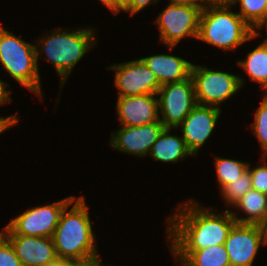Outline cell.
I'll return each mask as SVG.
<instances>
[{
  "label": "cell",
  "instance_id": "cell-15",
  "mask_svg": "<svg viewBox=\"0 0 267 266\" xmlns=\"http://www.w3.org/2000/svg\"><path fill=\"white\" fill-rule=\"evenodd\" d=\"M157 94L118 96L117 113L121 126H142L161 122Z\"/></svg>",
  "mask_w": 267,
  "mask_h": 266
},
{
  "label": "cell",
  "instance_id": "cell-22",
  "mask_svg": "<svg viewBox=\"0 0 267 266\" xmlns=\"http://www.w3.org/2000/svg\"><path fill=\"white\" fill-rule=\"evenodd\" d=\"M237 3L240 4L238 14L253 29L267 15V0H238Z\"/></svg>",
  "mask_w": 267,
  "mask_h": 266
},
{
  "label": "cell",
  "instance_id": "cell-37",
  "mask_svg": "<svg viewBox=\"0 0 267 266\" xmlns=\"http://www.w3.org/2000/svg\"><path fill=\"white\" fill-rule=\"evenodd\" d=\"M51 266H68V261L58 260L56 263L52 264Z\"/></svg>",
  "mask_w": 267,
  "mask_h": 266
},
{
  "label": "cell",
  "instance_id": "cell-10",
  "mask_svg": "<svg viewBox=\"0 0 267 266\" xmlns=\"http://www.w3.org/2000/svg\"><path fill=\"white\" fill-rule=\"evenodd\" d=\"M109 69L116 70L115 86L118 96H139L157 94L160 84L155 74L141 60L114 64Z\"/></svg>",
  "mask_w": 267,
  "mask_h": 266
},
{
  "label": "cell",
  "instance_id": "cell-35",
  "mask_svg": "<svg viewBox=\"0 0 267 266\" xmlns=\"http://www.w3.org/2000/svg\"><path fill=\"white\" fill-rule=\"evenodd\" d=\"M116 15V0H100Z\"/></svg>",
  "mask_w": 267,
  "mask_h": 266
},
{
  "label": "cell",
  "instance_id": "cell-16",
  "mask_svg": "<svg viewBox=\"0 0 267 266\" xmlns=\"http://www.w3.org/2000/svg\"><path fill=\"white\" fill-rule=\"evenodd\" d=\"M141 60L155 74L160 85L180 82L191 76L193 64L180 57L159 54Z\"/></svg>",
  "mask_w": 267,
  "mask_h": 266
},
{
  "label": "cell",
  "instance_id": "cell-30",
  "mask_svg": "<svg viewBox=\"0 0 267 266\" xmlns=\"http://www.w3.org/2000/svg\"><path fill=\"white\" fill-rule=\"evenodd\" d=\"M16 115L0 118V134L18 123Z\"/></svg>",
  "mask_w": 267,
  "mask_h": 266
},
{
  "label": "cell",
  "instance_id": "cell-27",
  "mask_svg": "<svg viewBox=\"0 0 267 266\" xmlns=\"http://www.w3.org/2000/svg\"><path fill=\"white\" fill-rule=\"evenodd\" d=\"M158 0H131V2L122 10L127 11L130 15H134L135 13L140 12L147 5L151 3H157Z\"/></svg>",
  "mask_w": 267,
  "mask_h": 266
},
{
  "label": "cell",
  "instance_id": "cell-2",
  "mask_svg": "<svg viewBox=\"0 0 267 266\" xmlns=\"http://www.w3.org/2000/svg\"><path fill=\"white\" fill-rule=\"evenodd\" d=\"M73 203L75 204L67 212L68 207ZM52 239L59 260H84L98 255L84 196L77 199L75 197L64 208Z\"/></svg>",
  "mask_w": 267,
  "mask_h": 266
},
{
  "label": "cell",
  "instance_id": "cell-36",
  "mask_svg": "<svg viewBox=\"0 0 267 266\" xmlns=\"http://www.w3.org/2000/svg\"><path fill=\"white\" fill-rule=\"evenodd\" d=\"M266 26V30H267V15L264 17V19L253 29H260L262 27ZM263 44L267 45V38L262 42Z\"/></svg>",
  "mask_w": 267,
  "mask_h": 266
},
{
  "label": "cell",
  "instance_id": "cell-21",
  "mask_svg": "<svg viewBox=\"0 0 267 266\" xmlns=\"http://www.w3.org/2000/svg\"><path fill=\"white\" fill-rule=\"evenodd\" d=\"M248 164L233 159L216 157L215 166L220 189L242 175L248 169Z\"/></svg>",
  "mask_w": 267,
  "mask_h": 266
},
{
  "label": "cell",
  "instance_id": "cell-31",
  "mask_svg": "<svg viewBox=\"0 0 267 266\" xmlns=\"http://www.w3.org/2000/svg\"><path fill=\"white\" fill-rule=\"evenodd\" d=\"M6 85L8 84L0 79V105L3 103L10 102L11 100L10 98L11 91H8L6 89Z\"/></svg>",
  "mask_w": 267,
  "mask_h": 266
},
{
  "label": "cell",
  "instance_id": "cell-24",
  "mask_svg": "<svg viewBox=\"0 0 267 266\" xmlns=\"http://www.w3.org/2000/svg\"><path fill=\"white\" fill-rule=\"evenodd\" d=\"M252 125L253 133H255L262 150L263 156L267 155V93L264 95L259 108H257Z\"/></svg>",
  "mask_w": 267,
  "mask_h": 266
},
{
  "label": "cell",
  "instance_id": "cell-1",
  "mask_svg": "<svg viewBox=\"0 0 267 266\" xmlns=\"http://www.w3.org/2000/svg\"><path fill=\"white\" fill-rule=\"evenodd\" d=\"M182 202L174 215L166 221L168 239L173 237L170 247L172 252H194L213 245L224 244L230 230L236 223L231 211L214 214L210 208H203L190 199Z\"/></svg>",
  "mask_w": 267,
  "mask_h": 266
},
{
  "label": "cell",
  "instance_id": "cell-8",
  "mask_svg": "<svg viewBox=\"0 0 267 266\" xmlns=\"http://www.w3.org/2000/svg\"><path fill=\"white\" fill-rule=\"evenodd\" d=\"M74 199L75 196H70L52 204L28 209L10 221L7 227L14 234L52 238L64 208Z\"/></svg>",
  "mask_w": 267,
  "mask_h": 266
},
{
  "label": "cell",
  "instance_id": "cell-13",
  "mask_svg": "<svg viewBox=\"0 0 267 266\" xmlns=\"http://www.w3.org/2000/svg\"><path fill=\"white\" fill-rule=\"evenodd\" d=\"M221 109L214 106L196 105L177 127L183 131L182 137L188 150L196 155L205 141L210 137Z\"/></svg>",
  "mask_w": 267,
  "mask_h": 266
},
{
  "label": "cell",
  "instance_id": "cell-4",
  "mask_svg": "<svg viewBox=\"0 0 267 266\" xmlns=\"http://www.w3.org/2000/svg\"><path fill=\"white\" fill-rule=\"evenodd\" d=\"M63 29L51 31V35H46L42 43L36 46V63L38 67V57L40 51L45 52L46 60L54 64V67L61 77V86L66 82V78L77 62L83 58L92 45L96 44L94 30L82 28L70 33ZM40 50V51H39Z\"/></svg>",
  "mask_w": 267,
  "mask_h": 266
},
{
  "label": "cell",
  "instance_id": "cell-26",
  "mask_svg": "<svg viewBox=\"0 0 267 266\" xmlns=\"http://www.w3.org/2000/svg\"><path fill=\"white\" fill-rule=\"evenodd\" d=\"M262 157L267 160V156L262 155ZM248 171L251 175L252 188L267 195V165L250 169L248 164Z\"/></svg>",
  "mask_w": 267,
  "mask_h": 266
},
{
  "label": "cell",
  "instance_id": "cell-9",
  "mask_svg": "<svg viewBox=\"0 0 267 266\" xmlns=\"http://www.w3.org/2000/svg\"><path fill=\"white\" fill-rule=\"evenodd\" d=\"M201 10L187 5L169 4L157 17L160 41L172 49L185 36L198 37Z\"/></svg>",
  "mask_w": 267,
  "mask_h": 266
},
{
  "label": "cell",
  "instance_id": "cell-5",
  "mask_svg": "<svg viewBox=\"0 0 267 266\" xmlns=\"http://www.w3.org/2000/svg\"><path fill=\"white\" fill-rule=\"evenodd\" d=\"M0 62L13 79L42 97L36 46L0 26Z\"/></svg>",
  "mask_w": 267,
  "mask_h": 266
},
{
  "label": "cell",
  "instance_id": "cell-34",
  "mask_svg": "<svg viewBox=\"0 0 267 266\" xmlns=\"http://www.w3.org/2000/svg\"><path fill=\"white\" fill-rule=\"evenodd\" d=\"M258 226L263 232V234L265 235V238L267 240V210L265 212L264 218L262 219V221L260 222Z\"/></svg>",
  "mask_w": 267,
  "mask_h": 266
},
{
  "label": "cell",
  "instance_id": "cell-17",
  "mask_svg": "<svg viewBox=\"0 0 267 266\" xmlns=\"http://www.w3.org/2000/svg\"><path fill=\"white\" fill-rule=\"evenodd\" d=\"M171 128H165L150 150L153 159L162 162H177L193 155L187 148L183 137L170 135Z\"/></svg>",
  "mask_w": 267,
  "mask_h": 266
},
{
  "label": "cell",
  "instance_id": "cell-7",
  "mask_svg": "<svg viewBox=\"0 0 267 266\" xmlns=\"http://www.w3.org/2000/svg\"><path fill=\"white\" fill-rule=\"evenodd\" d=\"M157 95L159 119L166 128H177L197 105L194 83L191 76L180 82L161 85Z\"/></svg>",
  "mask_w": 267,
  "mask_h": 266
},
{
  "label": "cell",
  "instance_id": "cell-6",
  "mask_svg": "<svg viewBox=\"0 0 267 266\" xmlns=\"http://www.w3.org/2000/svg\"><path fill=\"white\" fill-rule=\"evenodd\" d=\"M191 78L198 105L217 106L234 95L244 84V79L228 72L213 71L192 65Z\"/></svg>",
  "mask_w": 267,
  "mask_h": 266
},
{
  "label": "cell",
  "instance_id": "cell-23",
  "mask_svg": "<svg viewBox=\"0 0 267 266\" xmlns=\"http://www.w3.org/2000/svg\"><path fill=\"white\" fill-rule=\"evenodd\" d=\"M252 188L251 175L248 169L240 175L236 180L231 181V183L225 185L221 189L225 202H227V207L229 204L232 206L244 196Z\"/></svg>",
  "mask_w": 267,
  "mask_h": 266
},
{
  "label": "cell",
  "instance_id": "cell-12",
  "mask_svg": "<svg viewBox=\"0 0 267 266\" xmlns=\"http://www.w3.org/2000/svg\"><path fill=\"white\" fill-rule=\"evenodd\" d=\"M2 234L12 244L22 266H51L59 260L51 237L14 234L7 226Z\"/></svg>",
  "mask_w": 267,
  "mask_h": 266
},
{
  "label": "cell",
  "instance_id": "cell-25",
  "mask_svg": "<svg viewBox=\"0 0 267 266\" xmlns=\"http://www.w3.org/2000/svg\"><path fill=\"white\" fill-rule=\"evenodd\" d=\"M0 266H22L10 241L0 234Z\"/></svg>",
  "mask_w": 267,
  "mask_h": 266
},
{
  "label": "cell",
  "instance_id": "cell-14",
  "mask_svg": "<svg viewBox=\"0 0 267 266\" xmlns=\"http://www.w3.org/2000/svg\"><path fill=\"white\" fill-rule=\"evenodd\" d=\"M165 128L162 122L122 126L116 133L112 132L110 145L113 149L141 157L150 153L152 145Z\"/></svg>",
  "mask_w": 267,
  "mask_h": 266
},
{
  "label": "cell",
  "instance_id": "cell-18",
  "mask_svg": "<svg viewBox=\"0 0 267 266\" xmlns=\"http://www.w3.org/2000/svg\"><path fill=\"white\" fill-rule=\"evenodd\" d=\"M182 266H231L224 244L213 245L194 252H172ZM179 259V260H178Z\"/></svg>",
  "mask_w": 267,
  "mask_h": 266
},
{
  "label": "cell",
  "instance_id": "cell-29",
  "mask_svg": "<svg viewBox=\"0 0 267 266\" xmlns=\"http://www.w3.org/2000/svg\"><path fill=\"white\" fill-rule=\"evenodd\" d=\"M99 254L84 260L68 261V266H103Z\"/></svg>",
  "mask_w": 267,
  "mask_h": 266
},
{
  "label": "cell",
  "instance_id": "cell-11",
  "mask_svg": "<svg viewBox=\"0 0 267 266\" xmlns=\"http://www.w3.org/2000/svg\"><path fill=\"white\" fill-rule=\"evenodd\" d=\"M267 240L258 225L235 223L224 243L231 266H252L261 244Z\"/></svg>",
  "mask_w": 267,
  "mask_h": 266
},
{
  "label": "cell",
  "instance_id": "cell-28",
  "mask_svg": "<svg viewBox=\"0 0 267 266\" xmlns=\"http://www.w3.org/2000/svg\"><path fill=\"white\" fill-rule=\"evenodd\" d=\"M169 4L192 6L202 11L208 6V0H171Z\"/></svg>",
  "mask_w": 267,
  "mask_h": 266
},
{
  "label": "cell",
  "instance_id": "cell-33",
  "mask_svg": "<svg viewBox=\"0 0 267 266\" xmlns=\"http://www.w3.org/2000/svg\"><path fill=\"white\" fill-rule=\"evenodd\" d=\"M131 0H116V14L122 11Z\"/></svg>",
  "mask_w": 267,
  "mask_h": 266
},
{
  "label": "cell",
  "instance_id": "cell-20",
  "mask_svg": "<svg viewBox=\"0 0 267 266\" xmlns=\"http://www.w3.org/2000/svg\"><path fill=\"white\" fill-rule=\"evenodd\" d=\"M252 81L259 83L267 93V45L261 43L249 52L244 61L237 62Z\"/></svg>",
  "mask_w": 267,
  "mask_h": 266
},
{
  "label": "cell",
  "instance_id": "cell-3",
  "mask_svg": "<svg viewBox=\"0 0 267 266\" xmlns=\"http://www.w3.org/2000/svg\"><path fill=\"white\" fill-rule=\"evenodd\" d=\"M230 7L207 6L201 11L197 39L226 51L234 50L259 35Z\"/></svg>",
  "mask_w": 267,
  "mask_h": 266
},
{
  "label": "cell",
  "instance_id": "cell-19",
  "mask_svg": "<svg viewBox=\"0 0 267 266\" xmlns=\"http://www.w3.org/2000/svg\"><path fill=\"white\" fill-rule=\"evenodd\" d=\"M233 206L247 214L246 218H238L237 213L231 211L236 223L259 225L267 210V195L251 188Z\"/></svg>",
  "mask_w": 267,
  "mask_h": 266
},
{
  "label": "cell",
  "instance_id": "cell-32",
  "mask_svg": "<svg viewBox=\"0 0 267 266\" xmlns=\"http://www.w3.org/2000/svg\"><path fill=\"white\" fill-rule=\"evenodd\" d=\"M238 0H208V6H224L231 7L236 4Z\"/></svg>",
  "mask_w": 267,
  "mask_h": 266
}]
</instances>
